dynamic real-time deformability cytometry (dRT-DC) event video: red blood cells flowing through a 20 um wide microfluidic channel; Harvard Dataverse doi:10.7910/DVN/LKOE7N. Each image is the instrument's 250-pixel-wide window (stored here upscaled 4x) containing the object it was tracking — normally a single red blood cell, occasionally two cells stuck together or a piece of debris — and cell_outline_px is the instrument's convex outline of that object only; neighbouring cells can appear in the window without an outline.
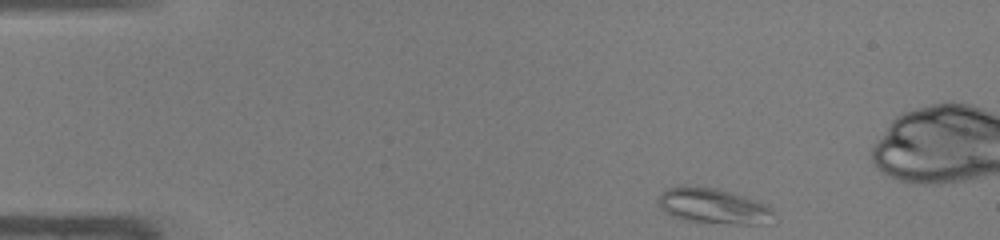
{"species": "common noctule bat (a hibernating species)", "species_latin": "Nyctalus noctula", "temperature_condition": "warm", "stored_images_in_passage": 43, "camera_frame_rate_fps": 3000, "um_per_image_px": 0.085, "animal": {"sex": "male", "body_mass_g": 19.0, "forearm_length_mm": 50.8}, "frame": {"image": 1, "passage_image": 1, "time_ms": 0.0, "image_size_px": [1000, 240], "cell_outline_px": [[772, 212], [768, 224], [728, 224], [684, 220], [672, 216], [660, 208], [660, 196], [668, 188], [696, 184], [716, 188], [744, 196], [764, 204], [772, 208]], "centroid_in_image_um": [60.62, 17.51], "position_along_channel_um": 24.4, "area_um2": 23.64}}
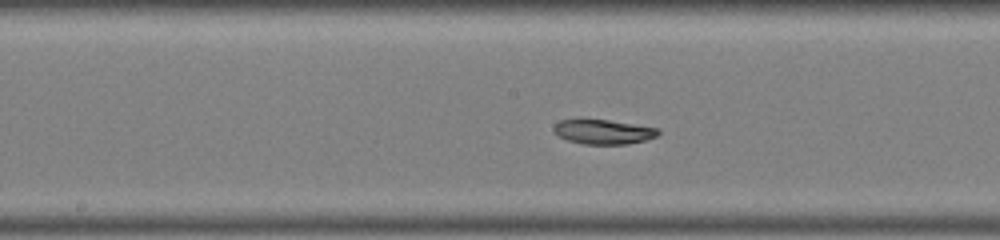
{"frame": {"image": 2, "passage_image": 19, "time_ms": 6.0, "image_size_px": [1000, 240], "cell_outline_px": [[660, 132], [656, 136], [644, 140], [628, 144], [584, 144], [568, 140], [560, 136], [552, 128], [560, 120], [580, 116], [608, 120], [660, 128]], "centroid_in_image_um": [51.24, 11.16], "position_along_channel_um": 197.0, "area_um2": 15.37}}
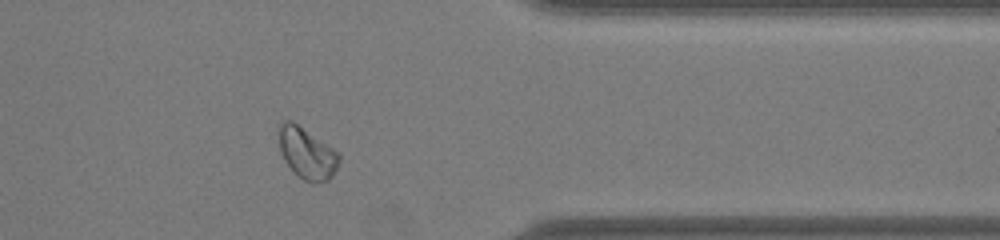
{"frame": {"image": 3, "passage_image": 33, "time_ms": 10.667, "image_size_px": [1000, 240], "cell_outline_px": [[340, 160], [332, 176], [328, 180], [320, 184], [312, 184], [304, 180], [284, 160], [280, 152], [276, 132], [280, 124], [284, 120], [292, 120], [340, 152]], "centroid_in_image_um": [26.08, 13.0], "position_along_channel_um": 385.3, "area_um2": 18.38}, "authors_computed_cell_mechanics": {"area_um2": 17.3978, "velocity_mm_per_s": 4.2501, "shape_relaxation_time_tau1_ms": 4.4023, "shape_relaxation_time_tau2_ms": 3.5833, "deformation_change_tau1": 0.1415, "deformation_change_tau2": 0.0758}}